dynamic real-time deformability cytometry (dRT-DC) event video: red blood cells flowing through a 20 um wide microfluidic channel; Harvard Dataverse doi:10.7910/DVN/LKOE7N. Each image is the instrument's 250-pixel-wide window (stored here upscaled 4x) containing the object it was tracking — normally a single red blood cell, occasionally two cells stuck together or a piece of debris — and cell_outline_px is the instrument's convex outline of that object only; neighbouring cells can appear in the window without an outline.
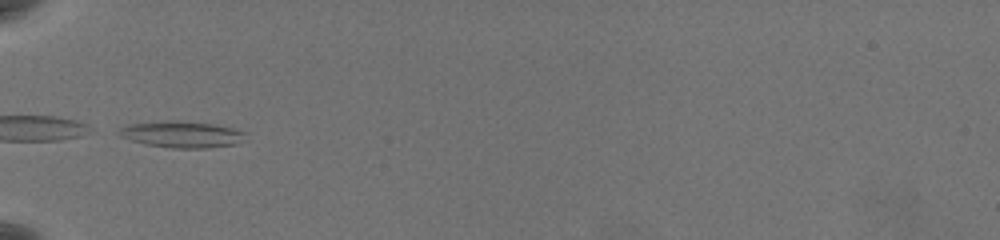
{"species": "common noctule bat (a hibernating species)", "species_latin": "Nyctalus noctula", "temperature_condition": "warm", "stored_images_in_passage": 37, "camera_frame_rate_fps": 3000, "um_per_image_px": 0.085, "animal": {"sex": "female", "body_mass_g": 19.5, "forearm_length_mm": 54.1}, "frame": {"image": 1, "passage_image": 1, "time_ms": 0.0, "image_size_px": [1000, 240], "cell_outline_px": [[244, 132], [236, 144], [208, 148], [172, 148], [144, 144], [120, 136], [116, 132], [124, 124], [164, 120], [176, 120], [212, 124], [232, 128]], "centroid_in_image_um": [15.32, 11.41], "position_along_channel_um": 69.7, "area_um2": 19.42}}
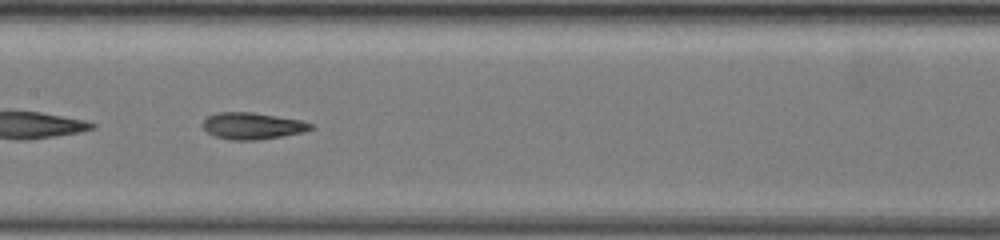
{"frame": {"image": 2, "passage_image": 11, "time_ms": 3.333, "image_size_px": [1000, 240], "cell_outline_px": [[316, 128], [304, 132], [284, 136], [256, 140], [228, 140], [216, 136], [208, 132], [200, 124], [208, 116], [216, 112], [252, 112], [300, 120], [316, 124]], "centroid_in_image_um": [21.49, 10.7], "position_along_channel_um": 185.9, "area_um2": 16.99}}
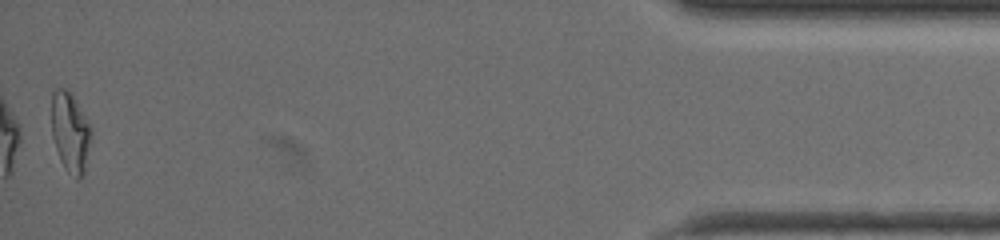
{"frame": {"image": 3, "passage_image": 37, "time_ms": 12.0, "image_size_px": [1000, 240], "cell_outline_px": [[92, 132], [84, 176], [80, 180], [76, 180], [68, 172], [60, 160], [52, 136], [52, 92], [56, 88], [68, 88], [72, 92], [92, 128]], "centroid_in_image_um": [5.99, 11.24], "position_along_channel_um": 429.2, "area_um2": 18.84}, "authors_computed_cell_mechanics": {"area_um2": 16.9354, "velocity_mm_per_s": 3.6495, "shape_relaxation_time_tau1_ms": 7.5043, "shape_relaxation_time_tau2_ms": 2.1189, "deformation_change_tau1": 0.2272, "deformation_change_tau2": 0.1026}}